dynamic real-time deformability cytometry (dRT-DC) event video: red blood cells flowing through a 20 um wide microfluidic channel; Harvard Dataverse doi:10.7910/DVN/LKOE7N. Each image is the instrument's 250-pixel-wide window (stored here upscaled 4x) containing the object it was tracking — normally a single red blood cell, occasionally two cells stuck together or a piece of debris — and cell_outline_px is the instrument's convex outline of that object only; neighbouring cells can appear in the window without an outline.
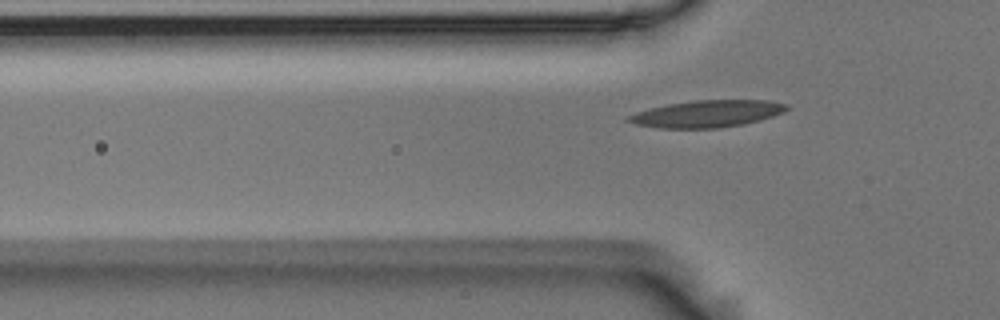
{"species": "Egyptian fruit bat (a non-hibernating species)", "species_latin": "Rousettus aegyptiacus", "temperature_condition": "room temperature", "stored_images_in_passage": 6, "camera_frame_rate_fps": 3000, "um_per_image_px": 0.085, "animal": {"sex": "male"}, "frame": {"image": 1, "passage_image": 6, "time_ms": 1.667, "image_size_px": [1000, 320], "cell_outline_px": [[788, 108], [784, 112], [772, 116], [744, 124], [720, 128], [656, 128], [636, 124], [624, 120], [628, 116], [636, 112], [668, 104], [696, 100], [768, 100], [788, 104]], "centroid_in_image_um": [60.1, 9.67], "position_along_channel_um": 65.7, "area_um2": 24.8}}